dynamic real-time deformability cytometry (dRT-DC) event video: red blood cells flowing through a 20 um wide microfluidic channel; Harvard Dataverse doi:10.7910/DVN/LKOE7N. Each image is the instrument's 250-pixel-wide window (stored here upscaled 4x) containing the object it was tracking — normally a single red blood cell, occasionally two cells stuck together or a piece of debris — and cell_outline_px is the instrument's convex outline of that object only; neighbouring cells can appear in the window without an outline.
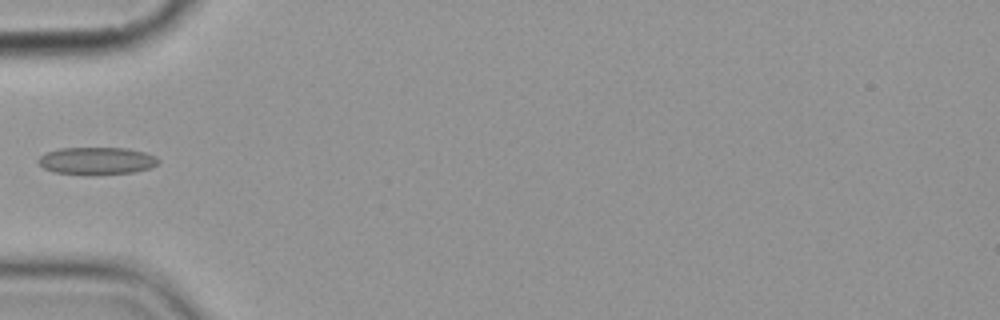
{"species": "common noctule bat (a hibernating species)", "species_latin": "Nyctalus noctula", "temperature_condition": "cold", "stored_images_in_passage": 5, "camera_frame_rate_fps": 3000, "um_per_image_px": 0.085, "animal": {"sex": "female", "body_mass_g": 19.9}, "frame": {"image": 1, "passage_image": 5, "time_ms": 4.667, "image_size_px": [1000, 320], "cell_outline_px": [[160, 160], [152, 168], [136, 172], [92, 176], [88, 176], [56, 172], [44, 168], [36, 160], [44, 152], [60, 148], [124, 148], [144, 152], [156, 156]], "centroid_in_image_um": [8.22, 13.69], "position_along_channel_um": 76.8, "area_um2": 19.59}}